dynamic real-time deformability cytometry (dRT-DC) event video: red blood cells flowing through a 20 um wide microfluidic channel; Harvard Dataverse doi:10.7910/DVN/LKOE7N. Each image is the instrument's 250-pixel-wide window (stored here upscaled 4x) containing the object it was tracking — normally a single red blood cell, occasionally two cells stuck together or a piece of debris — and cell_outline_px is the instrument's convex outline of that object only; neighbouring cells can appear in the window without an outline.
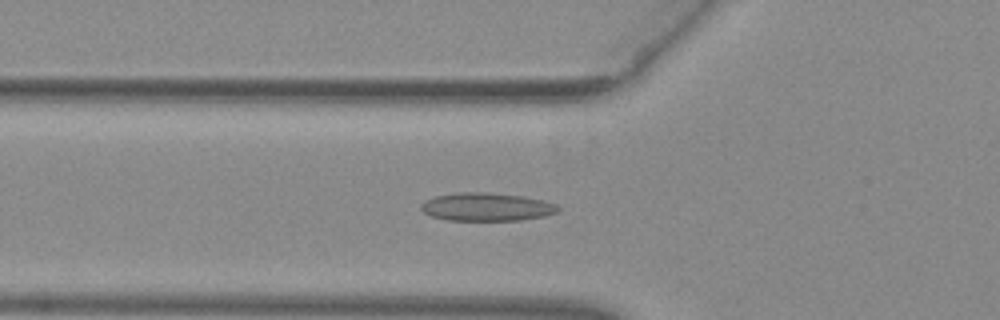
{"species": "common noctule bat (a hibernating species)", "species_latin": "Nyctalus noctula", "temperature_condition": "warm", "stored_images_in_passage": 37, "camera_frame_rate_fps": 3000, "um_per_image_px": 0.085, "animal": {"sex": "female", "body_mass_g": 29.2, "forearm_length_mm": 56.3}, "frame": {"image": 1, "passage_image": 4, "time_ms": 1.0, "image_size_px": [1000, 320], "cell_outline_px": [[560, 208], [556, 212], [544, 216], [520, 220], [444, 220], [432, 216], [424, 212], [420, 208], [420, 204], [424, 200], [436, 196], [456, 192], [488, 192], [524, 196], [544, 200], [556, 204]], "centroid_in_image_um": [41.34, 17.58], "position_along_channel_um": 84.5, "area_um2": 22.6}}
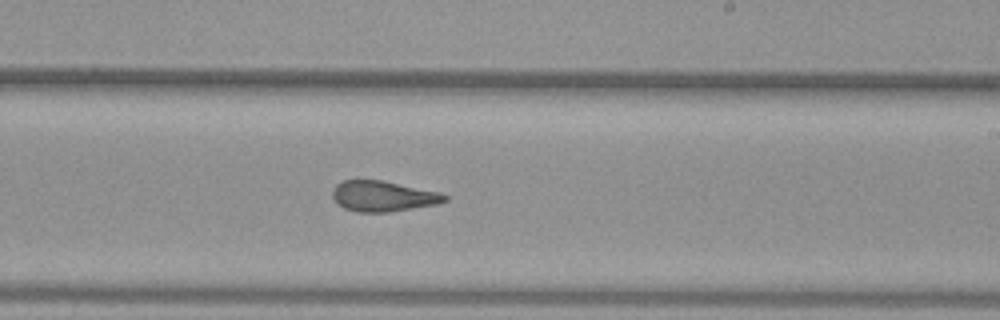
{"frame": {"image": 2, "passage_image": 17, "time_ms": 5.333, "image_size_px": [1000, 320], "cell_outline_px": [[448, 200], [436, 204], [388, 212], [356, 212], [344, 208], [332, 196], [332, 188], [336, 184], [344, 180], [380, 180], [440, 192], [448, 196]], "centroid_in_image_um": [32.55, 16.67], "position_along_channel_um": 256.4, "area_um2": 19.83}}
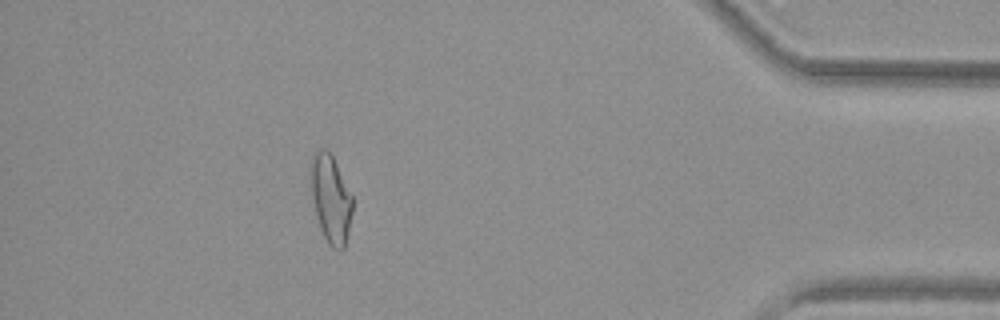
{"frame": {"image": 3, "passage_image": 32, "time_ms": 10.333, "image_size_px": [1000, 320], "cell_outline_px": [[352, 212], [344, 248], [340, 252], [332, 248], [328, 244], [320, 228], [316, 216], [312, 200], [312, 152], [320, 148], [328, 148], [352, 196]], "centroid_in_image_um": [28.11, 16.92], "position_along_channel_um": 407.1, "area_um2": 21.1}, "authors_computed_cell_mechanics": {"area_um2": 20.6924, "velocity_mm_per_s": 3.9608, "shape_relaxation_time_tau1_ms": null, "shape_relaxation_time_tau2_ms": 1.7882, "deformation_change_tau1": null, "deformation_change_tau2": 0.0881}}